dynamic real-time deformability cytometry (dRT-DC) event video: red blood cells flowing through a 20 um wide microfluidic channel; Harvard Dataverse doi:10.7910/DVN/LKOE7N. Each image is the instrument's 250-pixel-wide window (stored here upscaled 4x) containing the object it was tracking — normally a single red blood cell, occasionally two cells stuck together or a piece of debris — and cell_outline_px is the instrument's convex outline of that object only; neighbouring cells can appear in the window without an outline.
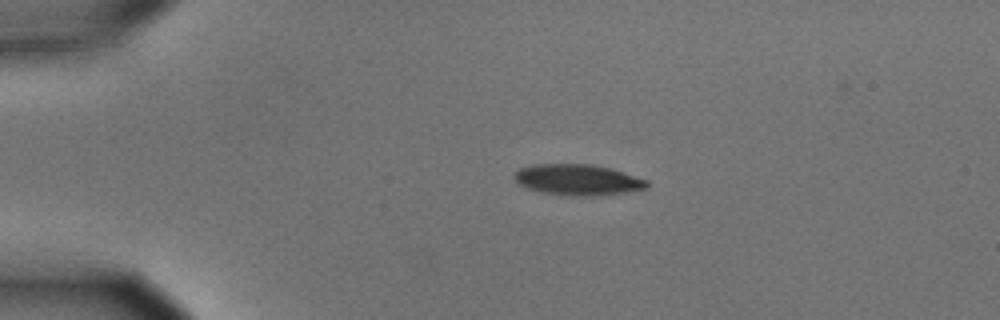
{"species": "common noctule bat (a hibernating species)", "species_latin": "Nyctalus noctula", "temperature_condition": "cold", "stored_images_in_passage": 3, "camera_frame_rate_fps": 3000, "um_per_image_px": 0.085, "animal": {"sex": "male", "body_mass_g": 15.6}, "frame": {"image": 1, "passage_image": 1, "time_ms": 0.0, "image_size_px": [1000, 320], "cell_outline_px": [[648, 188], [624, 192], [592, 196], [580, 196], [540, 192], [528, 188], [520, 184], [512, 176], [520, 168], [532, 164], [592, 164], [612, 168], [648, 180]], "centroid_in_image_um": [49.12, 15.27], "position_along_channel_um": 35.9, "area_um2": 23.81}}
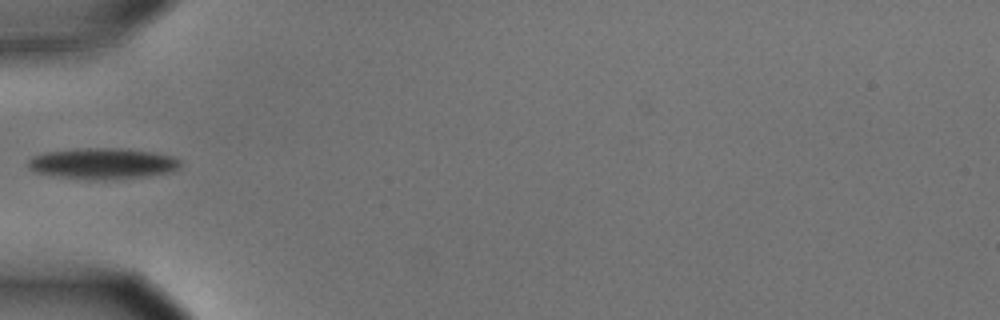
{"frame": {"image": 2, "passage_image": 3, "time_ms": 0.667, "image_size_px": [1000, 320], "cell_outline_px": [[180, 168], [172, 172], [148, 176], [112, 180], [88, 180], [32, 172], [28, 168], [28, 160], [32, 156], [44, 152], [76, 148], [120, 148], [152, 152], [172, 156], [180, 160]], "centroid_in_image_um": [8.71, 13.91], "position_along_channel_um": 76.3, "area_um2": 27.92}}